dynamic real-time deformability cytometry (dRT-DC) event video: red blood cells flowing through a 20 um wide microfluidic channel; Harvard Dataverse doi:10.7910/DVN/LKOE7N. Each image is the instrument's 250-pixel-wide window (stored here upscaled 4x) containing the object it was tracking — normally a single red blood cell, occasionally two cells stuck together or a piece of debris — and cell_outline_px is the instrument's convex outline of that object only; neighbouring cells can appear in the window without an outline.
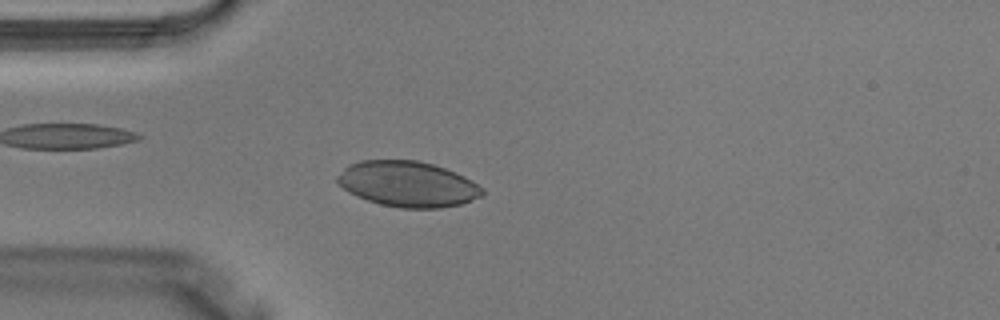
{"species": "Egyptian fruit bat (a non-hibernating species)", "species_latin": "Rousettus aegyptiacus", "temperature_condition": "warm", "stored_images_in_passage": 3, "camera_frame_rate_fps": 3000, "um_per_image_px": 0.085, "animal": {"sex": "male"}, "frame": {"image": 1, "passage_image": 3, "time_ms": 0.667, "image_size_px": [1000, 320], "cell_outline_px": [[484, 196], [460, 204], [440, 208], [400, 208], [380, 204], [356, 196], [348, 192], [336, 180], [336, 176], [348, 164], [360, 160], [420, 160], [444, 168], [464, 176], [484, 188]], "centroid_in_image_um": [34.66, 15.64], "position_along_channel_um": 50.3, "area_um2": 38.61}}